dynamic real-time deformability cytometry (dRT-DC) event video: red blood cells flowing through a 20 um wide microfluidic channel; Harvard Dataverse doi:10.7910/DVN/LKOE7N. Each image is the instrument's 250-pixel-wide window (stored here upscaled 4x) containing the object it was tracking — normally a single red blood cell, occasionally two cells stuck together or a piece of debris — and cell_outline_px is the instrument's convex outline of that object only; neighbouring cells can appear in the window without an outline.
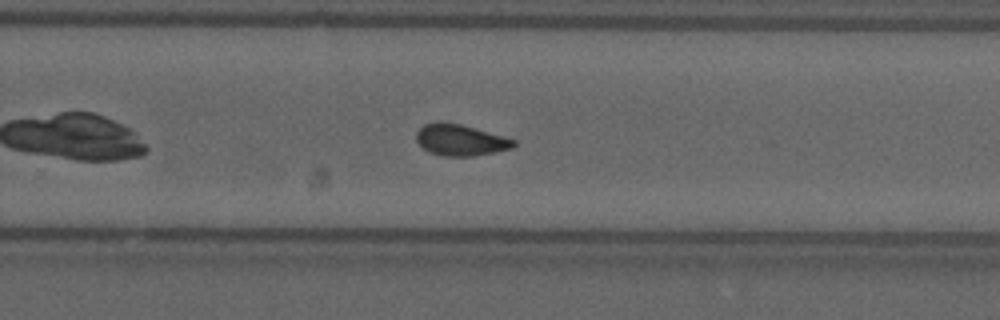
{"species": "common noctule bat (a hibernating species)", "species_latin": "Nyctalus noctula", "temperature_condition": "cold", "stored_images_in_passage": 34, "camera_frame_rate_fps": 3000, "um_per_image_px": 0.085, "animal": {"sex": "male", "forearm_length_mm": 52.5}, "frame": {"image": 1, "passage_image": 20, "time_ms": 6.333, "image_size_px": [1000, 320], "cell_outline_px": [[516, 144], [512, 148], [472, 156], [444, 156], [428, 152], [416, 140], [416, 132], [424, 124], [444, 120], [460, 124], [516, 140]], "centroid_in_image_um": [39.09, 11.89], "position_along_channel_um": 290.7, "area_um2": 17.63}, "authors_computed_cell_mechanics": {"area_um2": 17.9469, "velocity_mm_per_s": 3.6796, "shape_relaxation_time_tau1_ms": 7.4659, "shape_relaxation_time_tau2_ms": 1.9319, "deformation_change_tau1": 0.1299, "deformation_change_tau2": 0.0633}}